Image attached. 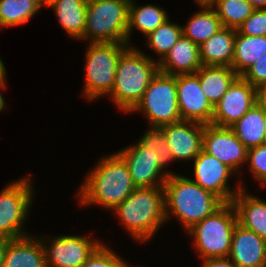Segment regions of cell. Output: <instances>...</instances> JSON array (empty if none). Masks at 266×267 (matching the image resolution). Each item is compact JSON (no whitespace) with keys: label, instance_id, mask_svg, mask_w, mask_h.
<instances>
[{"label":"cell","instance_id":"cell-27","mask_svg":"<svg viewBox=\"0 0 266 267\" xmlns=\"http://www.w3.org/2000/svg\"><path fill=\"white\" fill-rule=\"evenodd\" d=\"M130 0L129 16H128V29H127V44L131 28L136 27L145 35L155 31L161 24L168 20L165 10L153 5H146L136 7Z\"/></svg>","mask_w":266,"mask_h":267},{"label":"cell","instance_id":"cell-30","mask_svg":"<svg viewBox=\"0 0 266 267\" xmlns=\"http://www.w3.org/2000/svg\"><path fill=\"white\" fill-rule=\"evenodd\" d=\"M182 28L183 27L174 23L171 24L169 20H166L155 31L147 35L149 46L161 55V60L183 35Z\"/></svg>","mask_w":266,"mask_h":267},{"label":"cell","instance_id":"cell-40","mask_svg":"<svg viewBox=\"0 0 266 267\" xmlns=\"http://www.w3.org/2000/svg\"><path fill=\"white\" fill-rule=\"evenodd\" d=\"M4 255H5V239L0 238V267H3Z\"/></svg>","mask_w":266,"mask_h":267},{"label":"cell","instance_id":"cell-33","mask_svg":"<svg viewBox=\"0 0 266 267\" xmlns=\"http://www.w3.org/2000/svg\"><path fill=\"white\" fill-rule=\"evenodd\" d=\"M237 32L247 36H266V8L255 9Z\"/></svg>","mask_w":266,"mask_h":267},{"label":"cell","instance_id":"cell-26","mask_svg":"<svg viewBox=\"0 0 266 267\" xmlns=\"http://www.w3.org/2000/svg\"><path fill=\"white\" fill-rule=\"evenodd\" d=\"M201 6L204 10L192 16L187 26L182 28L183 35L198 46L223 28L215 9H212L210 4H201Z\"/></svg>","mask_w":266,"mask_h":267},{"label":"cell","instance_id":"cell-22","mask_svg":"<svg viewBox=\"0 0 266 267\" xmlns=\"http://www.w3.org/2000/svg\"><path fill=\"white\" fill-rule=\"evenodd\" d=\"M195 74L199 78L203 93L213 107L239 77L231 67L227 66L202 65Z\"/></svg>","mask_w":266,"mask_h":267},{"label":"cell","instance_id":"cell-5","mask_svg":"<svg viewBox=\"0 0 266 267\" xmlns=\"http://www.w3.org/2000/svg\"><path fill=\"white\" fill-rule=\"evenodd\" d=\"M129 4L130 0H89L82 38L93 37L92 43H127Z\"/></svg>","mask_w":266,"mask_h":267},{"label":"cell","instance_id":"cell-21","mask_svg":"<svg viewBox=\"0 0 266 267\" xmlns=\"http://www.w3.org/2000/svg\"><path fill=\"white\" fill-rule=\"evenodd\" d=\"M244 192L240 186L231 202L236 210L238 224L266 240V202Z\"/></svg>","mask_w":266,"mask_h":267},{"label":"cell","instance_id":"cell-10","mask_svg":"<svg viewBox=\"0 0 266 267\" xmlns=\"http://www.w3.org/2000/svg\"><path fill=\"white\" fill-rule=\"evenodd\" d=\"M256 103H258L256 88L239 76L215 105L211 124L231 127Z\"/></svg>","mask_w":266,"mask_h":267},{"label":"cell","instance_id":"cell-38","mask_svg":"<svg viewBox=\"0 0 266 267\" xmlns=\"http://www.w3.org/2000/svg\"><path fill=\"white\" fill-rule=\"evenodd\" d=\"M258 101L266 102V81L262 82L257 88Z\"/></svg>","mask_w":266,"mask_h":267},{"label":"cell","instance_id":"cell-23","mask_svg":"<svg viewBox=\"0 0 266 267\" xmlns=\"http://www.w3.org/2000/svg\"><path fill=\"white\" fill-rule=\"evenodd\" d=\"M247 148L266 142L263 101H258L248 112L230 127Z\"/></svg>","mask_w":266,"mask_h":267},{"label":"cell","instance_id":"cell-20","mask_svg":"<svg viewBox=\"0 0 266 267\" xmlns=\"http://www.w3.org/2000/svg\"><path fill=\"white\" fill-rule=\"evenodd\" d=\"M236 29L223 27L199 46L202 65L232 67Z\"/></svg>","mask_w":266,"mask_h":267},{"label":"cell","instance_id":"cell-28","mask_svg":"<svg viewBox=\"0 0 266 267\" xmlns=\"http://www.w3.org/2000/svg\"><path fill=\"white\" fill-rule=\"evenodd\" d=\"M41 7L36 0H0V27L25 24Z\"/></svg>","mask_w":266,"mask_h":267},{"label":"cell","instance_id":"cell-1","mask_svg":"<svg viewBox=\"0 0 266 267\" xmlns=\"http://www.w3.org/2000/svg\"><path fill=\"white\" fill-rule=\"evenodd\" d=\"M88 175L82 185L79 197L81 203H98L114 209L121 204L135 189L126 162L118 154L103 158Z\"/></svg>","mask_w":266,"mask_h":267},{"label":"cell","instance_id":"cell-42","mask_svg":"<svg viewBox=\"0 0 266 267\" xmlns=\"http://www.w3.org/2000/svg\"><path fill=\"white\" fill-rule=\"evenodd\" d=\"M197 3L201 4H210L212 2V0H196Z\"/></svg>","mask_w":266,"mask_h":267},{"label":"cell","instance_id":"cell-44","mask_svg":"<svg viewBox=\"0 0 266 267\" xmlns=\"http://www.w3.org/2000/svg\"><path fill=\"white\" fill-rule=\"evenodd\" d=\"M4 64L2 63V60L0 59V68L3 66Z\"/></svg>","mask_w":266,"mask_h":267},{"label":"cell","instance_id":"cell-41","mask_svg":"<svg viewBox=\"0 0 266 267\" xmlns=\"http://www.w3.org/2000/svg\"><path fill=\"white\" fill-rule=\"evenodd\" d=\"M263 114H264L265 133H266V102H263Z\"/></svg>","mask_w":266,"mask_h":267},{"label":"cell","instance_id":"cell-3","mask_svg":"<svg viewBox=\"0 0 266 267\" xmlns=\"http://www.w3.org/2000/svg\"><path fill=\"white\" fill-rule=\"evenodd\" d=\"M114 210L135 238L148 240L166 220L164 186L136 188Z\"/></svg>","mask_w":266,"mask_h":267},{"label":"cell","instance_id":"cell-6","mask_svg":"<svg viewBox=\"0 0 266 267\" xmlns=\"http://www.w3.org/2000/svg\"><path fill=\"white\" fill-rule=\"evenodd\" d=\"M237 223V214L233 204L224 203L212 215L193 225L189 233L195 237L199 255L204 260L228 257Z\"/></svg>","mask_w":266,"mask_h":267},{"label":"cell","instance_id":"cell-14","mask_svg":"<svg viewBox=\"0 0 266 267\" xmlns=\"http://www.w3.org/2000/svg\"><path fill=\"white\" fill-rule=\"evenodd\" d=\"M194 160L195 180L193 181L203 189L214 193L224 203H231L233 197L239 192V190L232 192V189L227 187L228 177L233 170L203 150Z\"/></svg>","mask_w":266,"mask_h":267},{"label":"cell","instance_id":"cell-9","mask_svg":"<svg viewBox=\"0 0 266 267\" xmlns=\"http://www.w3.org/2000/svg\"><path fill=\"white\" fill-rule=\"evenodd\" d=\"M28 179L10 184L0 192V238L18 239L27 236L22 225L32 201V188Z\"/></svg>","mask_w":266,"mask_h":267},{"label":"cell","instance_id":"cell-39","mask_svg":"<svg viewBox=\"0 0 266 267\" xmlns=\"http://www.w3.org/2000/svg\"><path fill=\"white\" fill-rule=\"evenodd\" d=\"M250 3L255 9L266 8V0H246Z\"/></svg>","mask_w":266,"mask_h":267},{"label":"cell","instance_id":"cell-32","mask_svg":"<svg viewBox=\"0 0 266 267\" xmlns=\"http://www.w3.org/2000/svg\"><path fill=\"white\" fill-rule=\"evenodd\" d=\"M118 257L116 253L114 254L110 249L100 244L82 267H126L127 264Z\"/></svg>","mask_w":266,"mask_h":267},{"label":"cell","instance_id":"cell-36","mask_svg":"<svg viewBox=\"0 0 266 267\" xmlns=\"http://www.w3.org/2000/svg\"><path fill=\"white\" fill-rule=\"evenodd\" d=\"M203 267H237L233 262H231L230 258H212L204 260Z\"/></svg>","mask_w":266,"mask_h":267},{"label":"cell","instance_id":"cell-17","mask_svg":"<svg viewBox=\"0 0 266 267\" xmlns=\"http://www.w3.org/2000/svg\"><path fill=\"white\" fill-rule=\"evenodd\" d=\"M228 258H231L237 267H264L266 240L237 223Z\"/></svg>","mask_w":266,"mask_h":267},{"label":"cell","instance_id":"cell-43","mask_svg":"<svg viewBox=\"0 0 266 267\" xmlns=\"http://www.w3.org/2000/svg\"><path fill=\"white\" fill-rule=\"evenodd\" d=\"M41 6H43V4L47 5L49 0H36Z\"/></svg>","mask_w":266,"mask_h":267},{"label":"cell","instance_id":"cell-12","mask_svg":"<svg viewBox=\"0 0 266 267\" xmlns=\"http://www.w3.org/2000/svg\"><path fill=\"white\" fill-rule=\"evenodd\" d=\"M202 150L217 158L234 172L242 162L247 161L248 149L230 127L205 125L202 136Z\"/></svg>","mask_w":266,"mask_h":267},{"label":"cell","instance_id":"cell-29","mask_svg":"<svg viewBox=\"0 0 266 267\" xmlns=\"http://www.w3.org/2000/svg\"><path fill=\"white\" fill-rule=\"evenodd\" d=\"M223 27L238 29L250 17L255 8L246 0H212Z\"/></svg>","mask_w":266,"mask_h":267},{"label":"cell","instance_id":"cell-35","mask_svg":"<svg viewBox=\"0 0 266 267\" xmlns=\"http://www.w3.org/2000/svg\"><path fill=\"white\" fill-rule=\"evenodd\" d=\"M241 77L255 88H257L262 82L266 81V53Z\"/></svg>","mask_w":266,"mask_h":267},{"label":"cell","instance_id":"cell-16","mask_svg":"<svg viewBox=\"0 0 266 267\" xmlns=\"http://www.w3.org/2000/svg\"><path fill=\"white\" fill-rule=\"evenodd\" d=\"M204 124L180 120L162 126L174 159H195L202 150Z\"/></svg>","mask_w":266,"mask_h":267},{"label":"cell","instance_id":"cell-18","mask_svg":"<svg viewBox=\"0 0 266 267\" xmlns=\"http://www.w3.org/2000/svg\"><path fill=\"white\" fill-rule=\"evenodd\" d=\"M201 66L199 46L184 35L178 39L168 54L158 62L160 72L174 76L195 74Z\"/></svg>","mask_w":266,"mask_h":267},{"label":"cell","instance_id":"cell-34","mask_svg":"<svg viewBox=\"0 0 266 267\" xmlns=\"http://www.w3.org/2000/svg\"><path fill=\"white\" fill-rule=\"evenodd\" d=\"M247 160L256 178L266 185V142L247 150Z\"/></svg>","mask_w":266,"mask_h":267},{"label":"cell","instance_id":"cell-13","mask_svg":"<svg viewBox=\"0 0 266 267\" xmlns=\"http://www.w3.org/2000/svg\"><path fill=\"white\" fill-rule=\"evenodd\" d=\"M100 245L81 236H60L51 247L43 245L46 267H82Z\"/></svg>","mask_w":266,"mask_h":267},{"label":"cell","instance_id":"cell-37","mask_svg":"<svg viewBox=\"0 0 266 267\" xmlns=\"http://www.w3.org/2000/svg\"><path fill=\"white\" fill-rule=\"evenodd\" d=\"M5 73L6 72H5V68L3 65L0 68V87H3V88H5V79H6ZM4 105H5V102H4V99H3L2 94L0 92V112L4 109Z\"/></svg>","mask_w":266,"mask_h":267},{"label":"cell","instance_id":"cell-4","mask_svg":"<svg viewBox=\"0 0 266 267\" xmlns=\"http://www.w3.org/2000/svg\"><path fill=\"white\" fill-rule=\"evenodd\" d=\"M158 71L157 62L135 48L127 47L118 60L115 82L109 94L120 109L130 112Z\"/></svg>","mask_w":266,"mask_h":267},{"label":"cell","instance_id":"cell-7","mask_svg":"<svg viewBox=\"0 0 266 267\" xmlns=\"http://www.w3.org/2000/svg\"><path fill=\"white\" fill-rule=\"evenodd\" d=\"M136 110H144L153 127L182 120L178 108L176 75L158 71L142 99L131 111Z\"/></svg>","mask_w":266,"mask_h":267},{"label":"cell","instance_id":"cell-25","mask_svg":"<svg viewBox=\"0 0 266 267\" xmlns=\"http://www.w3.org/2000/svg\"><path fill=\"white\" fill-rule=\"evenodd\" d=\"M266 53V36H247L237 32L235 36L232 69L242 76Z\"/></svg>","mask_w":266,"mask_h":267},{"label":"cell","instance_id":"cell-8","mask_svg":"<svg viewBox=\"0 0 266 267\" xmlns=\"http://www.w3.org/2000/svg\"><path fill=\"white\" fill-rule=\"evenodd\" d=\"M125 46V47H124ZM127 43H92L87 51L85 96L96 99L112 91L118 60Z\"/></svg>","mask_w":266,"mask_h":267},{"label":"cell","instance_id":"cell-31","mask_svg":"<svg viewBox=\"0 0 266 267\" xmlns=\"http://www.w3.org/2000/svg\"><path fill=\"white\" fill-rule=\"evenodd\" d=\"M139 143L145 148H150L161 168L170 160L172 161L174 159L161 127L152 126L151 130L146 132V134L144 133Z\"/></svg>","mask_w":266,"mask_h":267},{"label":"cell","instance_id":"cell-24","mask_svg":"<svg viewBox=\"0 0 266 267\" xmlns=\"http://www.w3.org/2000/svg\"><path fill=\"white\" fill-rule=\"evenodd\" d=\"M86 0H49L61 26L74 38L82 39L86 26Z\"/></svg>","mask_w":266,"mask_h":267},{"label":"cell","instance_id":"cell-19","mask_svg":"<svg viewBox=\"0 0 266 267\" xmlns=\"http://www.w3.org/2000/svg\"><path fill=\"white\" fill-rule=\"evenodd\" d=\"M43 241L28 236L5 239L3 267H46Z\"/></svg>","mask_w":266,"mask_h":267},{"label":"cell","instance_id":"cell-15","mask_svg":"<svg viewBox=\"0 0 266 267\" xmlns=\"http://www.w3.org/2000/svg\"><path fill=\"white\" fill-rule=\"evenodd\" d=\"M118 154L126 162L132 182L136 188L164 186L165 181L171 174L165 172L161 175L160 172L163 168L155 160L150 148H145L140 143H137L136 146L126 148ZM158 177H160V183L155 182L156 178L158 181Z\"/></svg>","mask_w":266,"mask_h":267},{"label":"cell","instance_id":"cell-2","mask_svg":"<svg viewBox=\"0 0 266 267\" xmlns=\"http://www.w3.org/2000/svg\"><path fill=\"white\" fill-rule=\"evenodd\" d=\"M164 189L166 219L172 212L188 230L224 204L218 196L193 180L173 173L165 181Z\"/></svg>","mask_w":266,"mask_h":267},{"label":"cell","instance_id":"cell-11","mask_svg":"<svg viewBox=\"0 0 266 267\" xmlns=\"http://www.w3.org/2000/svg\"><path fill=\"white\" fill-rule=\"evenodd\" d=\"M177 100L182 120L211 124L214 107L203 93L196 74L176 75Z\"/></svg>","mask_w":266,"mask_h":267}]
</instances>
